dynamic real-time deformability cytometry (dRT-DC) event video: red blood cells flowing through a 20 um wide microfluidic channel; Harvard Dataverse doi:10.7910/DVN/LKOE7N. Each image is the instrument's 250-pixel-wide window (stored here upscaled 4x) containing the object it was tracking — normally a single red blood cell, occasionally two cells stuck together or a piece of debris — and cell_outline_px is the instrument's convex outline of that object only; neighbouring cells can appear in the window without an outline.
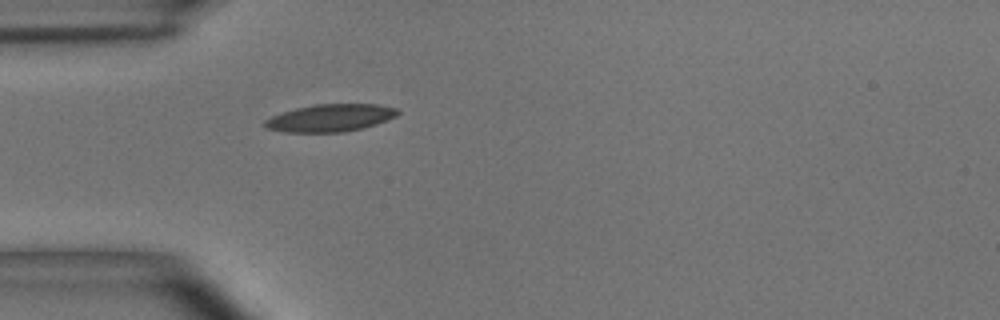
{"species": "common noctule bat (a hibernating species)", "species_latin": "Nyctalus noctula", "temperature_condition": "room temperature", "stored_images_in_passage": 1, "camera_frame_rate_fps": 3000, "um_per_image_px": 0.085, "animal": {"sex": "male", "body_mass_g": 15.6}, "frame": {"image": 1, "passage_image": 1, "time_ms": 0.0, "image_size_px": [1000, 320], "cell_outline_px": [[400, 112], [396, 116], [388, 120], [376, 124], [344, 132], [284, 132], [264, 128], [264, 120], [272, 116], [296, 108], [316, 104], [376, 104], [396, 108]], "centroid_in_image_um": [28.07, 10.02], "position_along_channel_um": 56.9, "area_um2": 21.15}}